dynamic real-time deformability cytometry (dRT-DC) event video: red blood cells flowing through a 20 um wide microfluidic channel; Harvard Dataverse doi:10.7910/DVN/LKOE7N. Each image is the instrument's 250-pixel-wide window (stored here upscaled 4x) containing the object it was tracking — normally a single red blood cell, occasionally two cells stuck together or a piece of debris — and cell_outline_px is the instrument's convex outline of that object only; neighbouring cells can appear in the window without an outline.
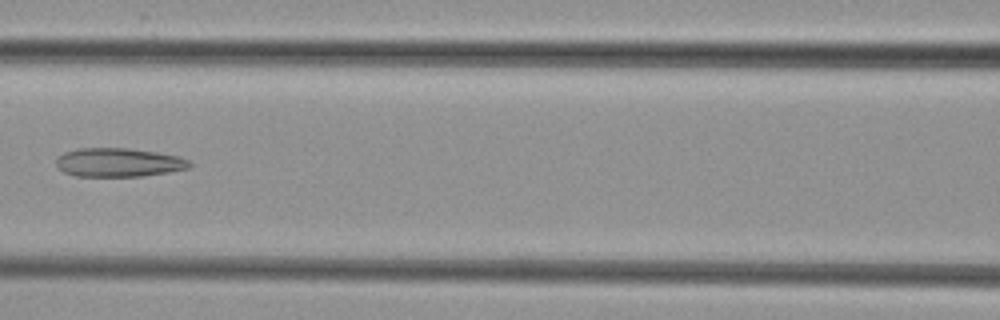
{"species": "common noctule bat (a hibernating species)", "species_latin": "Nyctalus noctula", "temperature_condition": "cold", "stored_images_in_passage": 7, "camera_frame_rate_fps": 3000, "um_per_image_px": 0.085, "animal": {"sex": "female", "body_mass_g": 29.2, "forearm_length_mm": 56.3}, "frame": {"image": 1, "passage_image": 6, "time_ms": 5.667, "image_size_px": [1000, 320], "cell_outline_px": [[192, 164], [188, 168], [168, 172], [144, 176], [76, 176], [64, 172], [56, 168], [56, 156], [64, 152], [76, 148], [128, 148], [156, 152], [180, 156], [188, 160]], "centroid_in_image_um": [10.04, 13.8], "position_along_channel_um": 156.6, "area_um2": 22.54}}
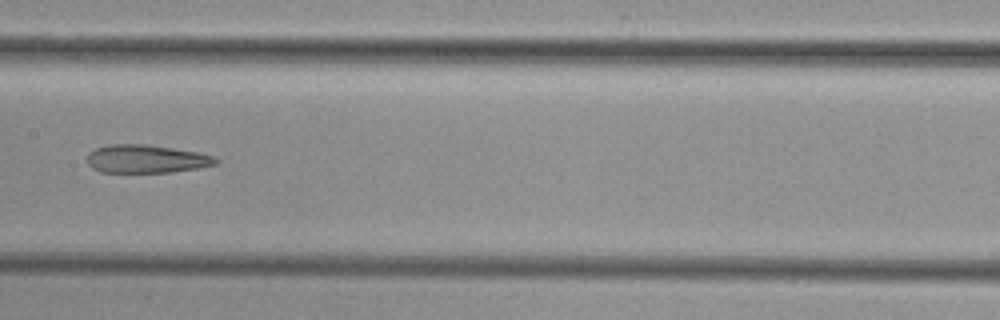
{"frame": {"image": 2, "passage_image": 7, "time_ms": 6.667, "image_size_px": [1000, 320], "cell_outline_px": [[216, 164], [196, 168], [172, 172], [100, 172], [92, 168], [88, 164], [88, 152], [96, 148], [108, 144], [144, 144], [172, 148], [196, 152], [212, 156], [216, 160]], "centroid_in_image_um": [12.36, 13.5], "position_along_channel_um": 195.0, "area_um2": 20.87}}